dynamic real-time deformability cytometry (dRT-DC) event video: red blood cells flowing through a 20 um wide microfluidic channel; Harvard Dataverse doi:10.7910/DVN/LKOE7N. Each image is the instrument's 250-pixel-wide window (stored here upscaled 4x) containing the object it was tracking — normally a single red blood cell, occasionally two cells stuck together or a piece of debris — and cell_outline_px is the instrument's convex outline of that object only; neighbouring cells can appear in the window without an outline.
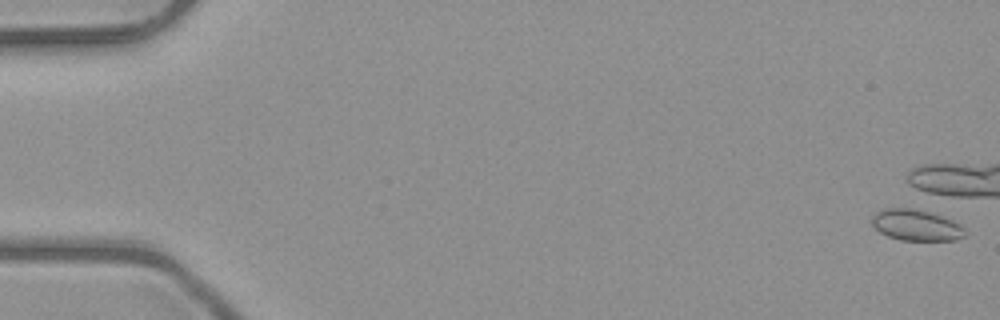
{"species": "common noctule bat (a hibernating species)", "species_latin": "Nyctalus noctula", "temperature_condition": "room temperature", "stored_images_in_passage": 4, "camera_frame_rate_fps": 3000, "um_per_image_px": 0.085, "animal": {"sex": "male", "body_mass_g": 23.1, "forearm_length_mm": 52.7}, "frame": {"image": 1, "passage_image": 1, "time_ms": 0.0, "image_size_px": [1000, 320], "cell_outline_px": [[968, 236], [956, 240], [900, 240], [888, 236], [880, 232], [872, 224], [872, 216], [876, 212], [884, 208], [912, 208], [928, 212], [952, 220], [960, 224], [964, 228]], "centroid_in_image_um": [77.89, 19.14], "position_along_channel_um": 7.1, "area_um2": 16.88}}